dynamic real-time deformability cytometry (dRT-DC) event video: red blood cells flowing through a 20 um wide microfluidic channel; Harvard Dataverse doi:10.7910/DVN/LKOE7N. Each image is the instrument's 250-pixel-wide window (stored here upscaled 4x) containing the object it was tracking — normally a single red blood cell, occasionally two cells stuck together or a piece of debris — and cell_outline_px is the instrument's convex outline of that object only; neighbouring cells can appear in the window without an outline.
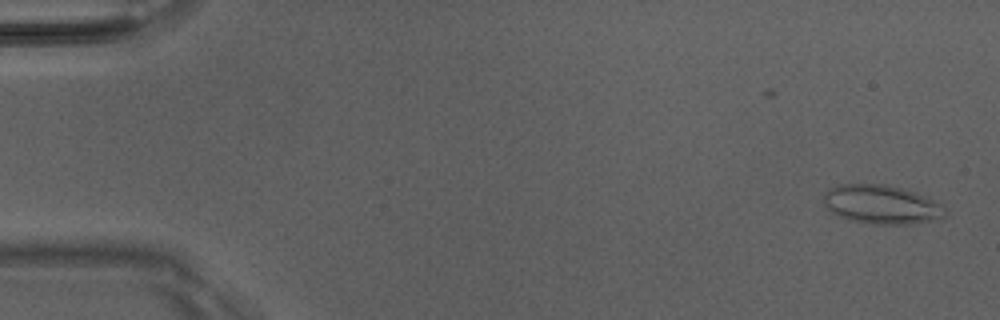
{"species": "Egyptian fruit bat (a non-hibernating species)", "species_latin": "Rousettus aegyptiacus", "temperature_condition": "room temperature", "stored_images_in_passage": 13, "camera_frame_rate_fps": 3000, "um_per_image_px": 0.085, "animal": {"sex": "male"}, "frame": {"image": 1, "passage_image": 1, "time_ms": 0.0, "image_size_px": [1000, 320], "cell_outline_px": [[948, 212], [944, 216], [912, 224], [876, 224], [852, 220], [840, 216], [832, 212], [824, 204], [824, 192], [828, 188], [836, 184], [884, 184], [916, 192], [932, 200], [944, 208]], "centroid_in_image_um": [74.88, 17.36], "position_along_channel_um": 10.1, "area_um2": 27.17}}